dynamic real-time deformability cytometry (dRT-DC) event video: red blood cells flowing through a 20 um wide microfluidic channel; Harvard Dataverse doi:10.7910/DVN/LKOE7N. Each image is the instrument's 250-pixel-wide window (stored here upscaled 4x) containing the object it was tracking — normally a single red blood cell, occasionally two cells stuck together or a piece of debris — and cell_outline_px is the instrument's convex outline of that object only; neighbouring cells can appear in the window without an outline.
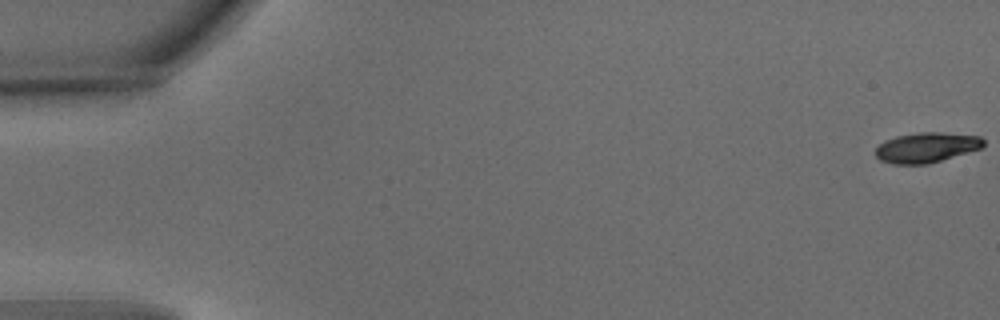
{"species": "common noctule bat (a hibernating species)", "species_latin": "Nyctalus noctula", "temperature_condition": "warm", "stored_images_in_passage": 54, "camera_frame_rate_fps": 3000, "um_per_image_px": 0.085, "animal": {"sex": "male", "body_mass_g": 15.6}, "frame": {"image": 1, "passage_image": 1, "time_ms": 0.0, "image_size_px": [1000, 320], "cell_outline_px": [[984, 144], [980, 148], [928, 164], [892, 164], [880, 160], [876, 156], [876, 148], [884, 140], [896, 136], [920, 132], [940, 132], [980, 136], [984, 140]], "centroid_in_image_um": [78.72, 12.53], "position_along_channel_um": 6.3, "area_um2": 18.79}}
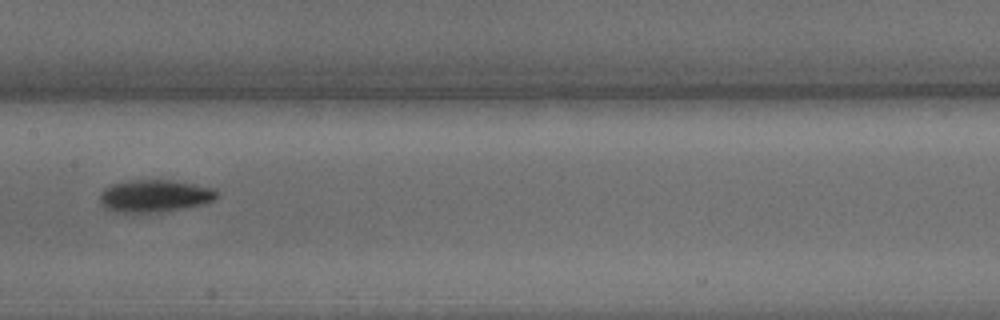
{"frame": {"image": 2, "passage_image": 28, "time_ms": 9.0, "image_size_px": [1000, 320], "cell_outline_px": [[220, 196], [204, 204], [160, 212], [112, 212], [104, 208], [100, 204], [100, 192], [104, 188], [112, 184], [132, 180], [172, 180], [212, 188]], "centroid_in_image_um": [13.09, 16.66], "position_along_channel_um": 194.3, "area_um2": 22.02}}
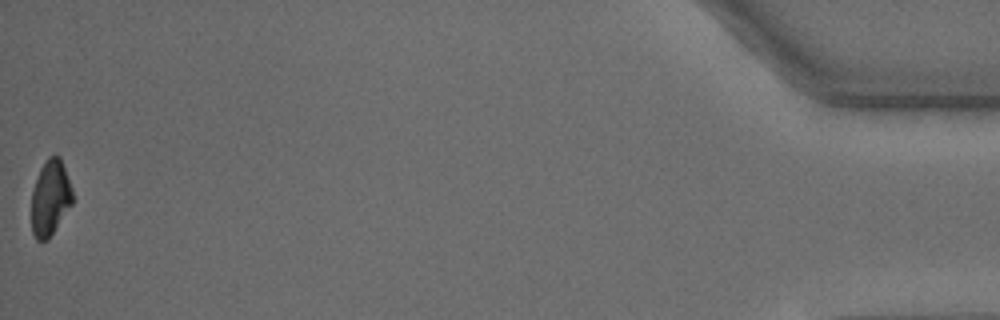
{"frame": {"image": 3, "passage_image": 54, "time_ms": 17.667, "image_size_px": [1000, 320], "cell_outline_px": [[72, 204], [48, 240], [36, 240], [32, 232], [32, 192], [40, 168], [48, 156], [56, 152], [60, 156], [72, 188]], "centroid_in_image_um": [4.28, 16.79], "position_along_channel_um": 430.9, "area_um2": 18.09}, "authors_computed_cell_mechanics": {"area_um2": 20.3456, "velocity_mm_per_s": 3.8211, "shape_relaxation_time_tau1_ms": 2.7318, "shape_relaxation_time_tau2_ms": null, "deformation_change_tau1": 0.1403, "deformation_change_tau2": null}}